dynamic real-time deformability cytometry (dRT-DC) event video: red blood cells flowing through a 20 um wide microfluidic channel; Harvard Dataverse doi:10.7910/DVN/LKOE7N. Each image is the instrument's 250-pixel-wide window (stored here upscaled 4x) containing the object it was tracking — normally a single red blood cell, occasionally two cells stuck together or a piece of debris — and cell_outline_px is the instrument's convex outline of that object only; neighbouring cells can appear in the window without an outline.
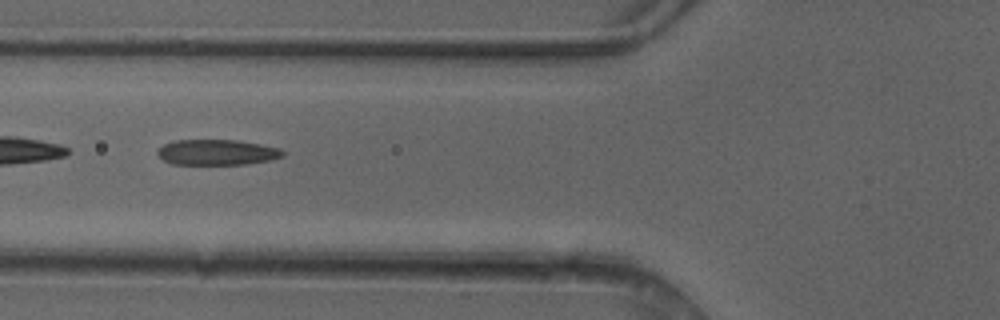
{"species": "common noctule bat (a hibernating species)", "species_latin": "Nyctalus noctula", "temperature_condition": "cold", "stored_images_in_passage": 7, "camera_frame_rate_fps": 3000, "um_per_image_px": 0.085, "animal": {"sex": "female"}, "frame": {"image": 1, "passage_image": 6, "time_ms": 1.667, "image_size_px": [1000, 320], "cell_outline_px": [[284, 156], [272, 160], [244, 164], [172, 164], [164, 160], [156, 152], [164, 144], [176, 140], [236, 140], [260, 144], [280, 148], [284, 152]], "centroid_in_image_um": [18.47, 12.94], "position_along_channel_um": 107.3, "area_um2": 18.55}}
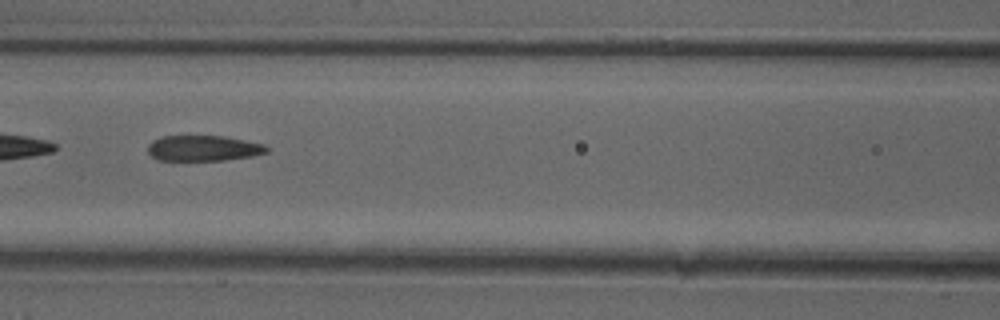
{"frame": {"image": 2, "passage_image": 7, "time_ms": 2.0, "image_size_px": [1000, 320], "cell_outline_px": [[268, 152], [252, 156], [224, 160], [160, 160], [152, 156], [148, 152], [148, 144], [152, 140], [160, 136], [224, 136], [264, 144], [268, 148]], "centroid_in_image_um": [17.27, 12.59], "position_along_channel_um": 149.3, "area_um2": 17.69}}